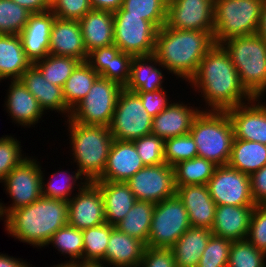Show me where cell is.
Instances as JSON below:
<instances>
[{
  "label": "cell",
  "instance_id": "cell-1",
  "mask_svg": "<svg viewBox=\"0 0 266 267\" xmlns=\"http://www.w3.org/2000/svg\"><path fill=\"white\" fill-rule=\"evenodd\" d=\"M187 84L201 92L206 104L203 111H226L253 98L242 86L234 64L220 44H215L202 58Z\"/></svg>",
  "mask_w": 266,
  "mask_h": 267
},
{
  "label": "cell",
  "instance_id": "cell-2",
  "mask_svg": "<svg viewBox=\"0 0 266 267\" xmlns=\"http://www.w3.org/2000/svg\"><path fill=\"white\" fill-rule=\"evenodd\" d=\"M214 45L213 32L178 30L164 25L158 29L154 55L167 74L189 82Z\"/></svg>",
  "mask_w": 266,
  "mask_h": 267
},
{
  "label": "cell",
  "instance_id": "cell-3",
  "mask_svg": "<svg viewBox=\"0 0 266 267\" xmlns=\"http://www.w3.org/2000/svg\"><path fill=\"white\" fill-rule=\"evenodd\" d=\"M3 220L7 233L15 240L45 248L52 235L68 224V202L41 197L12 210Z\"/></svg>",
  "mask_w": 266,
  "mask_h": 267
},
{
  "label": "cell",
  "instance_id": "cell-4",
  "mask_svg": "<svg viewBox=\"0 0 266 267\" xmlns=\"http://www.w3.org/2000/svg\"><path fill=\"white\" fill-rule=\"evenodd\" d=\"M68 124L70 150L77 169L89 182L97 180L104 172L107 157L114 141L110 129L104 125H84L65 119Z\"/></svg>",
  "mask_w": 266,
  "mask_h": 267
},
{
  "label": "cell",
  "instance_id": "cell-5",
  "mask_svg": "<svg viewBox=\"0 0 266 267\" xmlns=\"http://www.w3.org/2000/svg\"><path fill=\"white\" fill-rule=\"evenodd\" d=\"M220 45L228 53L246 91L252 97L263 98L266 93V42L256 33L232 37Z\"/></svg>",
  "mask_w": 266,
  "mask_h": 267
},
{
  "label": "cell",
  "instance_id": "cell-6",
  "mask_svg": "<svg viewBox=\"0 0 266 267\" xmlns=\"http://www.w3.org/2000/svg\"><path fill=\"white\" fill-rule=\"evenodd\" d=\"M189 133L196 143L198 157L217 166L228 165L234 130L226 111H200Z\"/></svg>",
  "mask_w": 266,
  "mask_h": 267
},
{
  "label": "cell",
  "instance_id": "cell-7",
  "mask_svg": "<svg viewBox=\"0 0 266 267\" xmlns=\"http://www.w3.org/2000/svg\"><path fill=\"white\" fill-rule=\"evenodd\" d=\"M264 0H214L215 44L258 32Z\"/></svg>",
  "mask_w": 266,
  "mask_h": 267
},
{
  "label": "cell",
  "instance_id": "cell-8",
  "mask_svg": "<svg viewBox=\"0 0 266 267\" xmlns=\"http://www.w3.org/2000/svg\"><path fill=\"white\" fill-rule=\"evenodd\" d=\"M122 89L115 81L99 76L87 95L71 110L68 119L84 125L109 127Z\"/></svg>",
  "mask_w": 266,
  "mask_h": 267
},
{
  "label": "cell",
  "instance_id": "cell-9",
  "mask_svg": "<svg viewBox=\"0 0 266 267\" xmlns=\"http://www.w3.org/2000/svg\"><path fill=\"white\" fill-rule=\"evenodd\" d=\"M42 166L33 156L17 165L0 183L12 200L10 205L0 201V219L12 210L28 206L42 197Z\"/></svg>",
  "mask_w": 266,
  "mask_h": 267
},
{
  "label": "cell",
  "instance_id": "cell-10",
  "mask_svg": "<svg viewBox=\"0 0 266 267\" xmlns=\"http://www.w3.org/2000/svg\"><path fill=\"white\" fill-rule=\"evenodd\" d=\"M190 227L187 210L175 194L155 204L146 247L171 248Z\"/></svg>",
  "mask_w": 266,
  "mask_h": 267
},
{
  "label": "cell",
  "instance_id": "cell-11",
  "mask_svg": "<svg viewBox=\"0 0 266 267\" xmlns=\"http://www.w3.org/2000/svg\"><path fill=\"white\" fill-rule=\"evenodd\" d=\"M109 129L113 139L119 141L132 142L151 134L152 117L136 92L121 90Z\"/></svg>",
  "mask_w": 266,
  "mask_h": 267
},
{
  "label": "cell",
  "instance_id": "cell-12",
  "mask_svg": "<svg viewBox=\"0 0 266 267\" xmlns=\"http://www.w3.org/2000/svg\"><path fill=\"white\" fill-rule=\"evenodd\" d=\"M114 44L132 56H147L155 52L158 28L135 15H113Z\"/></svg>",
  "mask_w": 266,
  "mask_h": 267
},
{
  "label": "cell",
  "instance_id": "cell-13",
  "mask_svg": "<svg viewBox=\"0 0 266 267\" xmlns=\"http://www.w3.org/2000/svg\"><path fill=\"white\" fill-rule=\"evenodd\" d=\"M209 194L217 206H255L250 176L230 167L217 166L207 183Z\"/></svg>",
  "mask_w": 266,
  "mask_h": 267
},
{
  "label": "cell",
  "instance_id": "cell-14",
  "mask_svg": "<svg viewBox=\"0 0 266 267\" xmlns=\"http://www.w3.org/2000/svg\"><path fill=\"white\" fill-rule=\"evenodd\" d=\"M126 184L138 201L156 204L176 194L174 169L166 163L141 168Z\"/></svg>",
  "mask_w": 266,
  "mask_h": 267
},
{
  "label": "cell",
  "instance_id": "cell-15",
  "mask_svg": "<svg viewBox=\"0 0 266 267\" xmlns=\"http://www.w3.org/2000/svg\"><path fill=\"white\" fill-rule=\"evenodd\" d=\"M167 27L178 30H214V0H168Z\"/></svg>",
  "mask_w": 266,
  "mask_h": 267
},
{
  "label": "cell",
  "instance_id": "cell-16",
  "mask_svg": "<svg viewBox=\"0 0 266 267\" xmlns=\"http://www.w3.org/2000/svg\"><path fill=\"white\" fill-rule=\"evenodd\" d=\"M68 201V224L85 230L106 222L101 191L94 182H88Z\"/></svg>",
  "mask_w": 266,
  "mask_h": 267
},
{
  "label": "cell",
  "instance_id": "cell-17",
  "mask_svg": "<svg viewBox=\"0 0 266 267\" xmlns=\"http://www.w3.org/2000/svg\"><path fill=\"white\" fill-rule=\"evenodd\" d=\"M253 97L249 102L226 110L234 138L266 145V103Z\"/></svg>",
  "mask_w": 266,
  "mask_h": 267
},
{
  "label": "cell",
  "instance_id": "cell-18",
  "mask_svg": "<svg viewBox=\"0 0 266 267\" xmlns=\"http://www.w3.org/2000/svg\"><path fill=\"white\" fill-rule=\"evenodd\" d=\"M55 18L51 10L31 13L20 32L23 49L32 64L49 55L51 28Z\"/></svg>",
  "mask_w": 266,
  "mask_h": 267
},
{
  "label": "cell",
  "instance_id": "cell-19",
  "mask_svg": "<svg viewBox=\"0 0 266 267\" xmlns=\"http://www.w3.org/2000/svg\"><path fill=\"white\" fill-rule=\"evenodd\" d=\"M179 102H171L163 112L152 118L151 134L162 138L164 141L186 135L191 130L194 118L203 111L201 107L188 106ZM201 109V110H200Z\"/></svg>",
  "mask_w": 266,
  "mask_h": 267
},
{
  "label": "cell",
  "instance_id": "cell-20",
  "mask_svg": "<svg viewBox=\"0 0 266 267\" xmlns=\"http://www.w3.org/2000/svg\"><path fill=\"white\" fill-rule=\"evenodd\" d=\"M143 167L145 165L133 142L114 139L107 157L105 170L95 181L127 182Z\"/></svg>",
  "mask_w": 266,
  "mask_h": 267
},
{
  "label": "cell",
  "instance_id": "cell-21",
  "mask_svg": "<svg viewBox=\"0 0 266 267\" xmlns=\"http://www.w3.org/2000/svg\"><path fill=\"white\" fill-rule=\"evenodd\" d=\"M49 54L74 57L81 62L87 60L88 53L79 20L55 18L51 28Z\"/></svg>",
  "mask_w": 266,
  "mask_h": 267
},
{
  "label": "cell",
  "instance_id": "cell-22",
  "mask_svg": "<svg viewBox=\"0 0 266 267\" xmlns=\"http://www.w3.org/2000/svg\"><path fill=\"white\" fill-rule=\"evenodd\" d=\"M5 99V110L15 124L30 128L45 115L38 100L27 90L21 80H10Z\"/></svg>",
  "mask_w": 266,
  "mask_h": 267
},
{
  "label": "cell",
  "instance_id": "cell-23",
  "mask_svg": "<svg viewBox=\"0 0 266 267\" xmlns=\"http://www.w3.org/2000/svg\"><path fill=\"white\" fill-rule=\"evenodd\" d=\"M176 194L187 210L191 226L211 230L217 205L211 198L207 185L176 187Z\"/></svg>",
  "mask_w": 266,
  "mask_h": 267
},
{
  "label": "cell",
  "instance_id": "cell-24",
  "mask_svg": "<svg viewBox=\"0 0 266 267\" xmlns=\"http://www.w3.org/2000/svg\"><path fill=\"white\" fill-rule=\"evenodd\" d=\"M27 90L38 100L40 107L45 113L46 110L55 111L64 114L68 119L71 110L67 107L63 95V89L60 86L48 82L41 71L32 64L20 78Z\"/></svg>",
  "mask_w": 266,
  "mask_h": 267
},
{
  "label": "cell",
  "instance_id": "cell-25",
  "mask_svg": "<svg viewBox=\"0 0 266 267\" xmlns=\"http://www.w3.org/2000/svg\"><path fill=\"white\" fill-rule=\"evenodd\" d=\"M254 206L220 205L216 207L211 232L231 241L245 240Z\"/></svg>",
  "mask_w": 266,
  "mask_h": 267
},
{
  "label": "cell",
  "instance_id": "cell-26",
  "mask_svg": "<svg viewBox=\"0 0 266 267\" xmlns=\"http://www.w3.org/2000/svg\"><path fill=\"white\" fill-rule=\"evenodd\" d=\"M157 66H159L157 68ZM165 67L158 62L154 54L133 56L130 65L129 81L124 87L131 92H154L164 89Z\"/></svg>",
  "mask_w": 266,
  "mask_h": 267
},
{
  "label": "cell",
  "instance_id": "cell-27",
  "mask_svg": "<svg viewBox=\"0 0 266 267\" xmlns=\"http://www.w3.org/2000/svg\"><path fill=\"white\" fill-rule=\"evenodd\" d=\"M146 245L116 227L111 230L105 252V264L112 267H138Z\"/></svg>",
  "mask_w": 266,
  "mask_h": 267
},
{
  "label": "cell",
  "instance_id": "cell-28",
  "mask_svg": "<svg viewBox=\"0 0 266 267\" xmlns=\"http://www.w3.org/2000/svg\"><path fill=\"white\" fill-rule=\"evenodd\" d=\"M79 23L87 53L114 44L113 12L92 9Z\"/></svg>",
  "mask_w": 266,
  "mask_h": 267
},
{
  "label": "cell",
  "instance_id": "cell-29",
  "mask_svg": "<svg viewBox=\"0 0 266 267\" xmlns=\"http://www.w3.org/2000/svg\"><path fill=\"white\" fill-rule=\"evenodd\" d=\"M100 189L105 220L115 226L119 223L137 201L126 182L93 181Z\"/></svg>",
  "mask_w": 266,
  "mask_h": 267
},
{
  "label": "cell",
  "instance_id": "cell-30",
  "mask_svg": "<svg viewBox=\"0 0 266 267\" xmlns=\"http://www.w3.org/2000/svg\"><path fill=\"white\" fill-rule=\"evenodd\" d=\"M211 236V230L191 226L170 248L176 267H197Z\"/></svg>",
  "mask_w": 266,
  "mask_h": 267
},
{
  "label": "cell",
  "instance_id": "cell-31",
  "mask_svg": "<svg viewBox=\"0 0 266 267\" xmlns=\"http://www.w3.org/2000/svg\"><path fill=\"white\" fill-rule=\"evenodd\" d=\"M31 65L19 35H0V82L20 80Z\"/></svg>",
  "mask_w": 266,
  "mask_h": 267
},
{
  "label": "cell",
  "instance_id": "cell-32",
  "mask_svg": "<svg viewBox=\"0 0 266 267\" xmlns=\"http://www.w3.org/2000/svg\"><path fill=\"white\" fill-rule=\"evenodd\" d=\"M228 165L250 176L266 165V145L234 138Z\"/></svg>",
  "mask_w": 266,
  "mask_h": 267
},
{
  "label": "cell",
  "instance_id": "cell-33",
  "mask_svg": "<svg viewBox=\"0 0 266 267\" xmlns=\"http://www.w3.org/2000/svg\"><path fill=\"white\" fill-rule=\"evenodd\" d=\"M154 207L155 203L137 200L126 216L115 227L147 245Z\"/></svg>",
  "mask_w": 266,
  "mask_h": 267
},
{
  "label": "cell",
  "instance_id": "cell-34",
  "mask_svg": "<svg viewBox=\"0 0 266 267\" xmlns=\"http://www.w3.org/2000/svg\"><path fill=\"white\" fill-rule=\"evenodd\" d=\"M72 173L70 174L67 170H58L52 173V176L50 175L49 181L45 182L46 177L44 178L45 174L42 171V197L68 202L77 186L82 189L89 182L78 169Z\"/></svg>",
  "mask_w": 266,
  "mask_h": 267
},
{
  "label": "cell",
  "instance_id": "cell-35",
  "mask_svg": "<svg viewBox=\"0 0 266 267\" xmlns=\"http://www.w3.org/2000/svg\"><path fill=\"white\" fill-rule=\"evenodd\" d=\"M100 75L86 62H80L63 85L67 107L72 110L89 92Z\"/></svg>",
  "mask_w": 266,
  "mask_h": 267
},
{
  "label": "cell",
  "instance_id": "cell-36",
  "mask_svg": "<svg viewBox=\"0 0 266 267\" xmlns=\"http://www.w3.org/2000/svg\"><path fill=\"white\" fill-rule=\"evenodd\" d=\"M216 167L217 165L212 161L200 157L179 162L173 166L175 187L196 184L207 185Z\"/></svg>",
  "mask_w": 266,
  "mask_h": 267
},
{
  "label": "cell",
  "instance_id": "cell-37",
  "mask_svg": "<svg viewBox=\"0 0 266 267\" xmlns=\"http://www.w3.org/2000/svg\"><path fill=\"white\" fill-rule=\"evenodd\" d=\"M168 0H123L113 15H135L153 23L158 29L166 24Z\"/></svg>",
  "mask_w": 266,
  "mask_h": 267
},
{
  "label": "cell",
  "instance_id": "cell-38",
  "mask_svg": "<svg viewBox=\"0 0 266 267\" xmlns=\"http://www.w3.org/2000/svg\"><path fill=\"white\" fill-rule=\"evenodd\" d=\"M58 250L63 255H68L69 263L83 261V233L81 229L75 228L69 224L58 229L50 238L47 246Z\"/></svg>",
  "mask_w": 266,
  "mask_h": 267
},
{
  "label": "cell",
  "instance_id": "cell-39",
  "mask_svg": "<svg viewBox=\"0 0 266 267\" xmlns=\"http://www.w3.org/2000/svg\"><path fill=\"white\" fill-rule=\"evenodd\" d=\"M114 227L105 222L99 226L82 230L83 262H102L105 264V252L111 230Z\"/></svg>",
  "mask_w": 266,
  "mask_h": 267
},
{
  "label": "cell",
  "instance_id": "cell-40",
  "mask_svg": "<svg viewBox=\"0 0 266 267\" xmlns=\"http://www.w3.org/2000/svg\"><path fill=\"white\" fill-rule=\"evenodd\" d=\"M81 61L68 56L49 54L38 60L34 65L41 71L44 78L53 85L63 87L66 80Z\"/></svg>",
  "mask_w": 266,
  "mask_h": 267
},
{
  "label": "cell",
  "instance_id": "cell-41",
  "mask_svg": "<svg viewBox=\"0 0 266 267\" xmlns=\"http://www.w3.org/2000/svg\"><path fill=\"white\" fill-rule=\"evenodd\" d=\"M30 14L13 0H0V35H19Z\"/></svg>",
  "mask_w": 266,
  "mask_h": 267
},
{
  "label": "cell",
  "instance_id": "cell-42",
  "mask_svg": "<svg viewBox=\"0 0 266 267\" xmlns=\"http://www.w3.org/2000/svg\"><path fill=\"white\" fill-rule=\"evenodd\" d=\"M227 267H266V253L247 239L232 241Z\"/></svg>",
  "mask_w": 266,
  "mask_h": 267
},
{
  "label": "cell",
  "instance_id": "cell-43",
  "mask_svg": "<svg viewBox=\"0 0 266 267\" xmlns=\"http://www.w3.org/2000/svg\"><path fill=\"white\" fill-rule=\"evenodd\" d=\"M198 157L196 143L190 133L165 140L164 160L171 167Z\"/></svg>",
  "mask_w": 266,
  "mask_h": 267
},
{
  "label": "cell",
  "instance_id": "cell-44",
  "mask_svg": "<svg viewBox=\"0 0 266 267\" xmlns=\"http://www.w3.org/2000/svg\"><path fill=\"white\" fill-rule=\"evenodd\" d=\"M231 244V240L212 234L197 267H227Z\"/></svg>",
  "mask_w": 266,
  "mask_h": 267
},
{
  "label": "cell",
  "instance_id": "cell-45",
  "mask_svg": "<svg viewBox=\"0 0 266 267\" xmlns=\"http://www.w3.org/2000/svg\"><path fill=\"white\" fill-rule=\"evenodd\" d=\"M21 142L12 135L0 137V182L27 156L22 154Z\"/></svg>",
  "mask_w": 266,
  "mask_h": 267
},
{
  "label": "cell",
  "instance_id": "cell-46",
  "mask_svg": "<svg viewBox=\"0 0 266 267\" xmlns=\"http://www.w3.org/2000/svg\"><path fill=\"white\" fill-rule=\"evenodd\" d=\"M145 166L160 165L165 163V141L155 135L143 136L132 141Z\"/></svg>",
  "mask_w": 266,
  "mask_h": 267
},
{
  "label": "cell",
  "instance_id": "cell-47",
  "mask_svg": "<svg viewBox=\"0 0 266 267\" xmlns=\"http://www.w3.org/2000/svg\"><path fill=\"white\" fill-rule=\"evenodd\" d=\"M51 12L55 17L80 20L92 10L90 0H51Z\"/></svg>",
  "mask_w": 266,
  "mask_h": 267
},
{
  "label": "cell",
  "instance_id": "cell-48",
  "mask_svg": "<svg viewBox=\"0 0 266 267\" xmlns=\"http://www.w3.org/2000/svg\"><path fill=\"white\" fill-rule=\"evenodd\" d=\"M246 239L266 253V204L254 206Z\"/></svg>",
  "mask_w": 266,
  "mask_h": 267
},
{
  "label": "cell",
  "instance_id": "cell-49",
  "mask_svg": "<svg viewBox=\"0 0 266 267\" xmlns=\"http://www.w3.org/2000/svg\"><path fill=\"white\" fill-rule=\"evenodd\" d=\"M132 58L131 54L120 51L111 59L110 66L107 67L100 77L115 81L124 88L129 81Z\"/></svg>",
  "mask_w": 266,
  "mask_h": 267
},
{
  "label": "cell",
  "instance_id": "cell-50",
  "mask_svg": "<svg viewBox=\"0 0 266 267\" xmlns=\"http://www.w3.org/2000/svg\"><path fill=\"white\" fill-rule=\"evenodd\" d=\"M138 267H176L170 248L145 247Z\"/></svg>",
  "mask_w": 266,
  "mask_h": 267
},
{
  "label": "cell",
  "instance_id": "cell-51",
  "mask_svg": "<svg viewBox=\"0 0 266 267\" xmlns=\"http://www.w3.org/2000/svg\"><path fill=\"white\" fill-rule=\"evenodd\" d=\"M166 91V89H159L154 92H136L139 95L145 110L152 118L163 112L170 104V97Z\"/></svg>",
  "mask_w": 266,
  "mask_h": 267
},
{
  "label": "cell",
  "instance_id": "cell-52",
  "mask_svg": "<svg viewBox=\"0 0 266 267\" xmlns=\"http://www.w3.org/2000/svg\"><path fill=\"white\" fill-rule=\"evenodd\" d=\"M120 51L115 44L100 47L88 53L86 62L101 75Z\"/></svg>",
  "mask_w": 266,
  "mask_h": 267
},
{
  "label": "cell",
  "instance_id": "cell-53",
  "mask_svg": "<svg viewBox=\"0 0 266 267\" xmlns=\"http://www.w3.org/2000/svg\"><path fill=\"white\" fill-rule=\"evenodd\" d=\"M252 198L256 205L266 204V165L250 175Z\"/></svg>",
  "mask_w": 266,
  "mask_h": 267
},
{
  "label": "cell",
  "instance_id": "cell-54",
  "mask_svg": "<svg viewBox=\"0 0 266 267\" xmlns=\"http://www.w3.org/2000/svg\"><path fill=\"white\" fill-rule=\"evenodd\" d=\"M30 13H41L51 9V0H13Z\"/></svg>",
  "mask_w": 266,
  "mask_h": 267
},
{
  "label": "cell",
  "instance_id": "cell-55",
  "mask_svg": "<svg viewBox=\"0 0 266 267\" xmlns=\"http://www.w3.org/2000/svg\"><path fill=\"white\" fill-rule=\"evenodd\" d=\"M93 10L116 12L122 7L123 0H90Z\"/></svg>",
  "mask_w": 266,
  "mask_h": 267
},
{
  "label": "cell",
  "instance_id": "cell-56",
  "mask_svg": "<svg viewBox=\"0 0 266 267\" xmlns=\"http://www.w3.org/2000/svg\"><path fill=\"white\" fill-rule=\"evenodd\" d=\"M28 262L0 253V267H29Z\"/></svg>",
  "mask_w": 266,
  "mask_h": 267
},
{
  "label": "cell",
  "instance_id": "cell-57",
  "mask_svg": "<svg viewBox=\"0 0 266 267\" xmlns=\"http://www.w3.org/2000/svg\"><path fill=\"white\" fill-rule=\"evenodd\" d=\"M257 34L266 42V0L263 1L261 22Z\"/></svg>",
  "mask_w": 266,
  "mask_h": 267
},
{
  "label": "cell",
  "instance_id": "cell-58",
  "mask_svg": "<svg viewBox=\"0 0 266 267\" xmlns=\"http://www.w3.org/2000/svg\"><path fill=\"white\" fill-rule=\"evenodd\" d=\"M73 267H108V266L102 262H83V261H81V262L73 263Z\"/></svg>",
  "mask_w": 266,
  "mask_h": 267
},
{
  "label": "cell",
  "instance_id": "cell-59",
  "mask_svg": "<svg viewBox=\"0 0 266 267\" xmlns=\"http://www.w3.org/2000/svg\"><path fill=\"white\" fill-rule=\"evenodd\" d=\"M32 264H29V267H32L31 266ZM51 267H73V263H69L67 261H64V263H58L57 265H53Z\"/></svg>",
  "mask_w": 266,
  "mask_h": 267
}]
</instances>
